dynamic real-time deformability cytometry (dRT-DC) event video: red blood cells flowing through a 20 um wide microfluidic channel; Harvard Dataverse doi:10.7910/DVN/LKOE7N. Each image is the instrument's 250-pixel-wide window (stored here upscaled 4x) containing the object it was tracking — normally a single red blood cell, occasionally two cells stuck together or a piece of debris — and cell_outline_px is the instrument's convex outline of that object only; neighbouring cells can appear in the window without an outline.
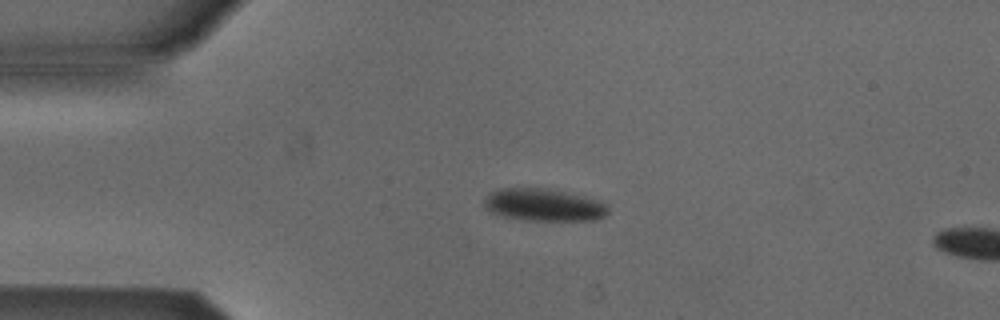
{"species": "Egyptian fruit bat (a non-hibernating species)", "species_latin": "Rousettus aegyptiacus", "temperature_condition": "cold", "stored_images_in_passage": 5, "camera_frame_rate_fps": 3000, "um_per_image_px": 0.085, "animal": {"sex": "male"}, "frame": {"image": 1, "passage_image": 4, "time_ms": 1.0, "image_size_px": [1000, 320], "cell_outline_px": [[608, 212], [604, 216], [596, 220], [524, 220], [500, 216], [488, 212], [484, 208], [484, 200], [492, 192], [500, 188], [548, 188], [604, 200], [608, 204]], "centroid_in_image_um": [46.25, 17.41], "position_along_channel_um": 38.8, "area_um2": 23.81}}